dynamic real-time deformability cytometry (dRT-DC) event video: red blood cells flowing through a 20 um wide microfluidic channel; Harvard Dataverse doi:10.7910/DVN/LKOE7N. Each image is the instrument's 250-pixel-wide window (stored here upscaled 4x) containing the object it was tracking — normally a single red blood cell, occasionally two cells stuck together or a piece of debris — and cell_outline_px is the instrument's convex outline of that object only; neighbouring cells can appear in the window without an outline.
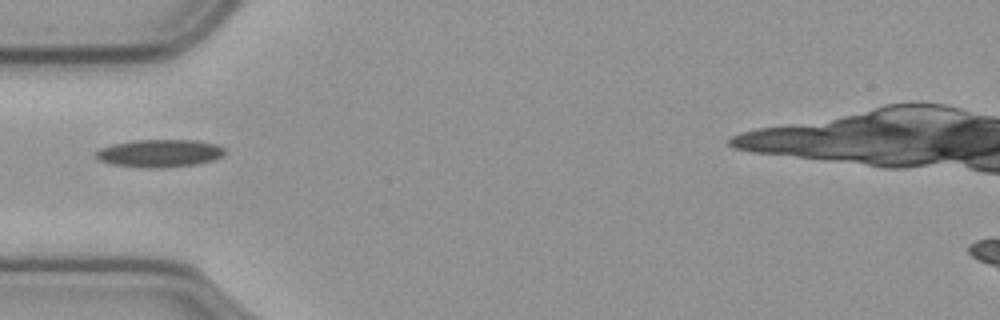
{"species": "common noctule bat (a hibernating species)", "species_latin": "Nyctalus noctula", "temperature_condition": "cold", "stored_images_in_passage": 37, "camera_frame_rate_fps": 3000, "um_per_image_px": 0.085, "animal": {"sex": "male", "body_mass_g": 23.1, "forearm_length_mm": 52.7}, "frame": {"image": 1, "passage_image": 1, "time_ms": 0.0, "image_size_px": [1000, 320], "cell_outline_px": [[224, 152], [220, 156], [212, 160], [196, 164], [164, 168], [140, 168], [112, 164], [100, 160], [96, 156], [96, 152], [100, 148], [112, 144], [136, 140], [196, 140], [216, 144], [224, 148]], "centroid_in_image_um": [13.55, 13.03], "position_along_channel_um": 71.5, "area_um2": 20.75}}
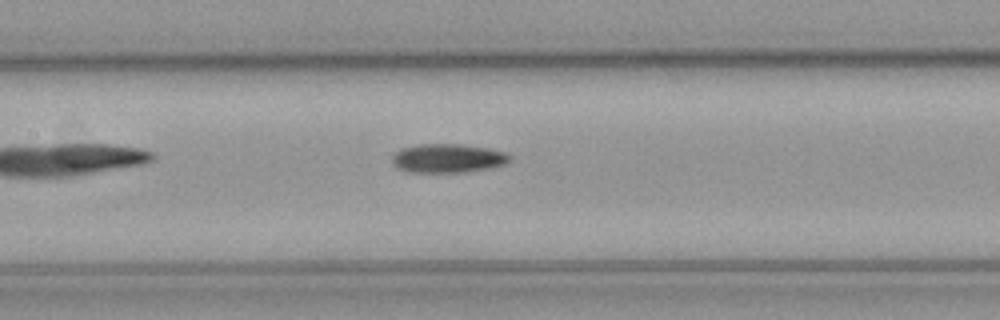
{"frame": {"image": 2, "passage_image": 9, "time_ms": 2.667, "image_size_px": [1000, 320], "cell_outline_px": [[508, 160], [504, 164], [488, 168], [464, 172], [412, 172], [396, 168], [392, 164], [392, 156], [396, 152], [404, 148], [420, 144], [460, 144], [488, 148], [504, 152], [508, 156]], "centroid_in_image_um": [38.01, 13.45], "position_along_channel_um": 169.4, "area_um2": 19.48}}
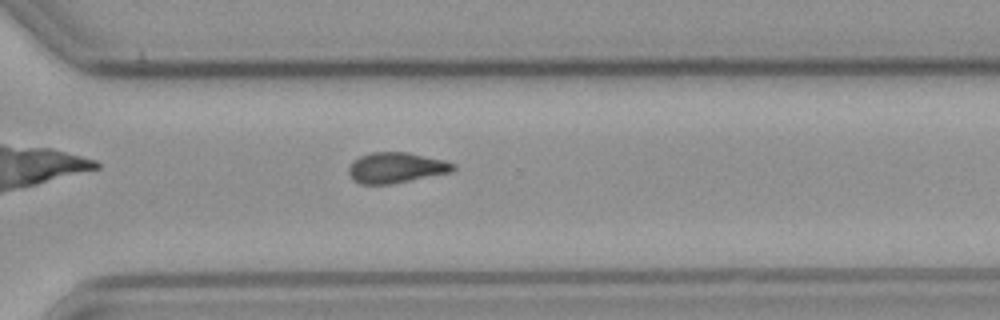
{"frame": {"image": 3, "passage_image": 23, "time_ms": 7.333, "image_size_px": [1000, 320], "cell_outline_px": [[456, 168], [452, 172], [392, 184], [360, 184], [352, 180], [348, 172], [348, 168], [352, 160], [360, 156], [372, 152], [408, 152], [444, 160], [456, 164]], "centroid_in_image_um": [33.66, 14.26], "position_along_channel_um": 336.9, "area_um2": 18.84}}